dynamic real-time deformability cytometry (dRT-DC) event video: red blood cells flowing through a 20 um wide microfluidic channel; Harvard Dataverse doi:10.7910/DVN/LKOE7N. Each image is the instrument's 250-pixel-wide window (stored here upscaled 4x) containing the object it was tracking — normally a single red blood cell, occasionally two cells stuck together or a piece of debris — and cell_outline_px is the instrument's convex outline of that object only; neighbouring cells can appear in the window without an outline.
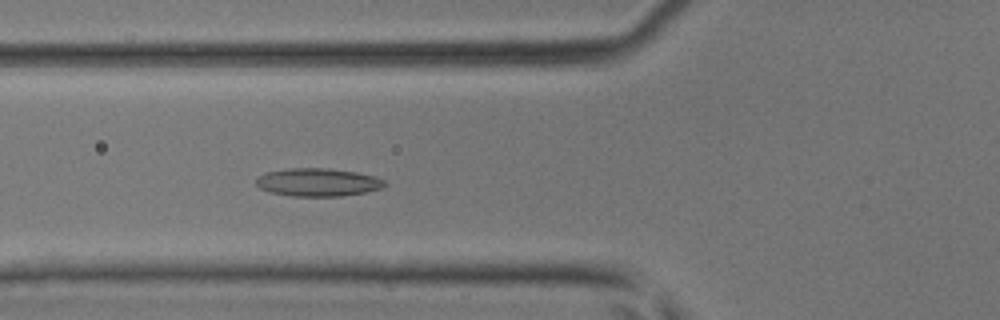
{"species": "common noctule bat (a hibernating species)", "species_latin": "Nyctalus noctula", "temperature_condition": "room temperature", "stored_images_in_passage": 39, "camera_frame_rate_fps": 3000, "um_per_image_px": 0.085, "animal": {"sex": "male", "body_mass_g": 17.9, "forearm_length_mm": 54.2}, "frame": {"image": 1, "passage_image": 18, "time_ms": 5.667, "image_size_px": [1000, 320], "cell_outline_px": [[388, 184], [380, 188], [364, 192], [340, 196], [292, 196], [272, 192], [260, 188], [256, 184], [256, 180], [264, 172], [288, 168], [328, 168], [356, 172], [376, 176], [384, 180]], "centroid_in_image_um": [27.02, 15.48], "position_along_channel_um": 98.8, "area_um2": 20.92}}
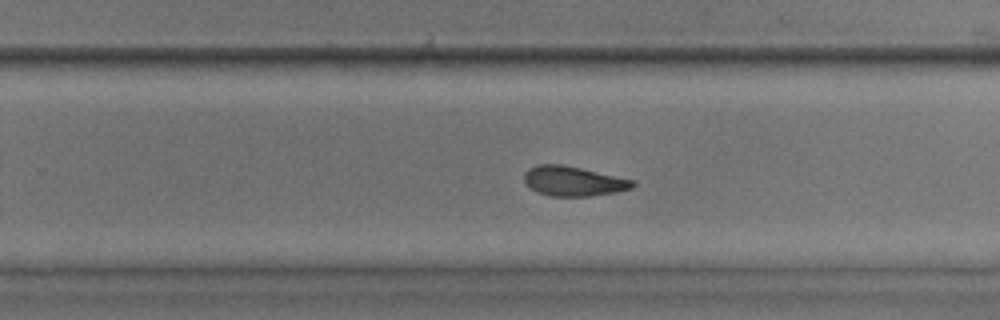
{"frame": {"image": 2, "passage_image": 30, "time_ms": 9.667, "image_size_px": [1000, 320], "cell_outline_px": [[636, 184], [632, 188], [616, 192], [588, 196], [552, 196], [536, 192], [524, 180], [524, 172], [528, 168], [536, 164], [560, 164], [580, 168], [632, 180]], "centroid_in_image_um": [48.69, 15.39], "position_along_channel_um": 281.1, "area_um2": 18.55}}
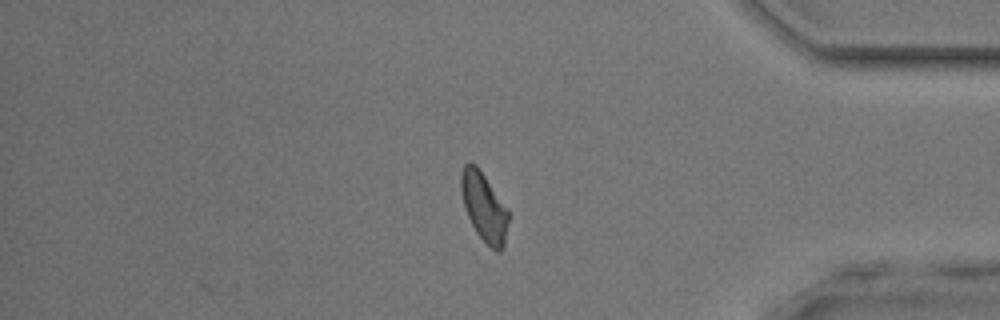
{"frame": {"image": 3, "passage_image": 39, "time_ms": 12.667, "image_size_px": [1000, 320], "cell_outline_px": [[508, 220], [504, 244], [500, 252], [496, 252], [476, 232], [464, 208], [460, 188], [460, 172], [464, 164], [468, 160], [476, 164], [508, 208]], "centroid_in_image_um": [41.12, 17.53], "position_along_channel_um": 394.1, "area_um2": 19.02}}